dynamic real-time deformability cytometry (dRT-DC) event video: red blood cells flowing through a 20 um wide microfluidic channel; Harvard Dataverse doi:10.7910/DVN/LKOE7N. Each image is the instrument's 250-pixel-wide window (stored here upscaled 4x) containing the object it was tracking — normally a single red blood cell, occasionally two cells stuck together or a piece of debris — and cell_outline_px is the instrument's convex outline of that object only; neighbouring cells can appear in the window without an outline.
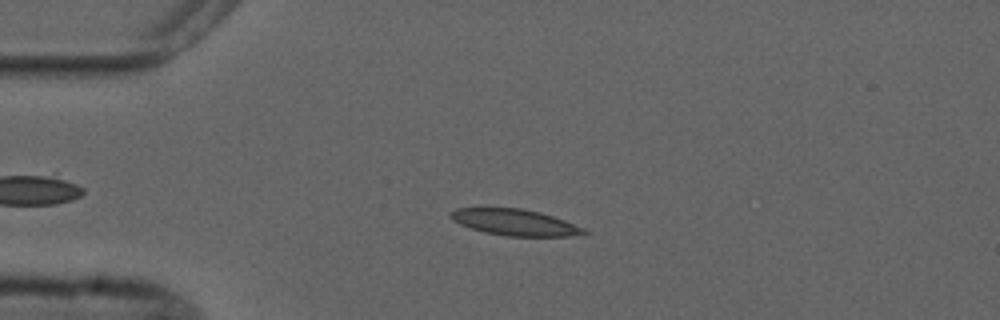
{"species": "common noctule bat (a hibernating species)", "species_latin": "Nyctalus noctula", "temperature_condition": "cold", "stored_images_in_passage": 3, "camera_frame_rate_fps": 3000, "um_per_image_px": 0.085, "animal": {"sex": "male", "forearm_length_mm": 52.5}, "frame": {"image": 1, "passage_image": 2, "time_ms": 2.0, "image_size_px": [1000, 320], "cell_outline_px": [[588, 236], [508, 236], [484, 232], [460, 224], [452, 220], [452, 212], [456, 208], [520, 208], [540, 212], [564, 220], [584, 228], [588, 232]], "centroid_in_image_um": [43.84, 18.91], "position_along_channel_um": 41.2, "area_um2": 20.29}}